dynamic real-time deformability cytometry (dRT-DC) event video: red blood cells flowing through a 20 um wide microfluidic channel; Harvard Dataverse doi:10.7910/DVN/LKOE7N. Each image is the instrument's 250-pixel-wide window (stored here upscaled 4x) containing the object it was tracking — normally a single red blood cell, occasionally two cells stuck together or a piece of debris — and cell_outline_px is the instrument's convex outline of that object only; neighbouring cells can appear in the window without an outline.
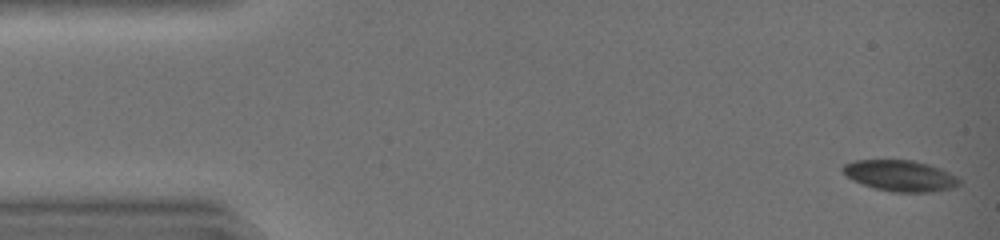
{"species": "common noctule bat (a hibernating species)", "species_latin": "Nyctalus noctula", "temperature_condition": "warm", "stored_images_in_passage": 44, "camera_frame_rate_fps": 3000, "um_per_image_px": 0.085, "animal": {"sex": "female", "body_mass_g": 19.0, "forearm_length_mm": 51.5}, "frame": {"image": 1, "passage_image": 1, "time_ms": 0.0, "image_size_px": [1000, 240], "cell_outline_px": [[960, 184], [952, 188], [932, 192], [892, 192], [876, 188], [852, 180], [840, 168], [844, 164], [856, 160], [912, 160], [928, 164], [940, 168], [956, 176], [960, 180]], "centroid_in_image_um": [76.53, 14.93], "position_along_channel_um": 8.5, "area_um2": 20.92}}
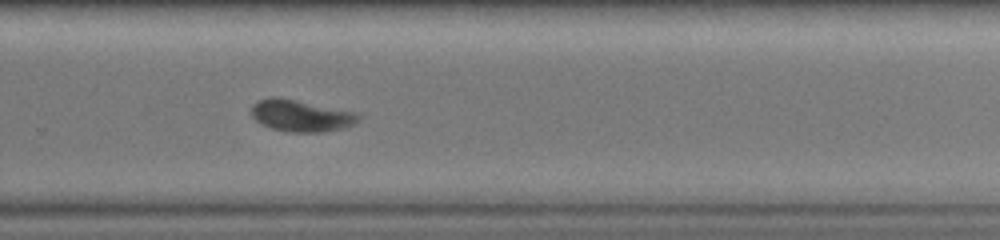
{"frame": {"image": 2, "passage_image": 30, "time_ms": 9.667, "image_size_px": [1000, 240], "cell_outline_px": [[360, 120], [344, 128], [320, 132], [284, 132], [260, 124], [252, 116], [252, 104], [256, 100], [272, 96], [276, 96], [356, 112], [360, 116]], "centroid_in_image_um": [25.55, 9.83], "position_along_channel_um": 304.3, "area_um2": 19.88}}
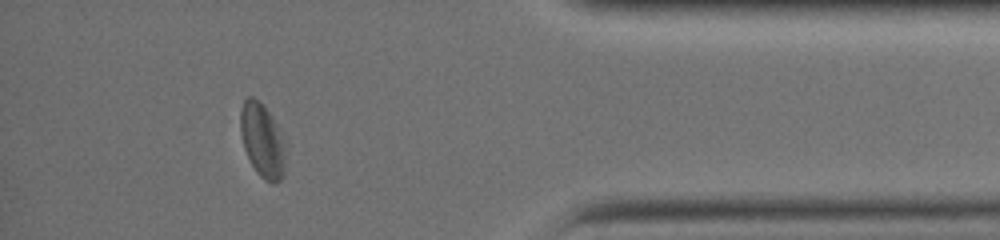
{"frame": {"image": 3, "passage_image": 39, "time_ms": 12.667, "image_size_px": [1000, 240], "cell_outline_px": [[288, 148], [284, 176], [280, 180], [272, 184], [264, 180], [256, 172], [244, 148], [232, 116], [244, 100], [248, 96], [252, 96], [260, 100], [272, 116], [288, 140]], "centroid_in_image_um": [22.26, 11.85], "position_along_channel_um": 412.9, "area_um2": 21.56}, "authors_computed_cell_mechanics": {"area_um2": 20.8369, "velocity_mm_per_s": 4.3828, "shape_relaxation_time_tau1_ms": 3.1744, "shape_relaxation_time_tau2_ms": 2.9488, "deformation_change_tau1": 0.1196, "deformation_change_tau2": 0.0739}}